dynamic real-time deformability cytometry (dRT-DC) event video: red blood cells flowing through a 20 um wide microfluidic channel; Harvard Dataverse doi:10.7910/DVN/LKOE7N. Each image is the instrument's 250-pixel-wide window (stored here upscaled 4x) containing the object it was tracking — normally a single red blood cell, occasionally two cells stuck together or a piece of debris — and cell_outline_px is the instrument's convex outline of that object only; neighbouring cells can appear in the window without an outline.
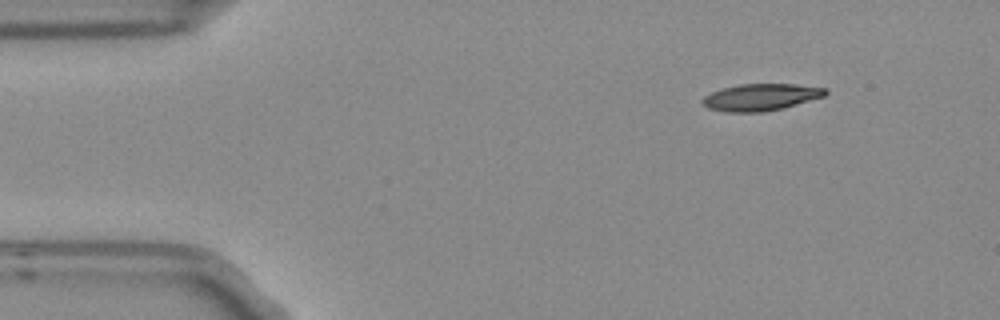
{"species": "Egyptian fruit bat (a non-hibernating species)", "species_latin": "Rousettus aegyptiacus", "temperature_condition": "room temperature", "stored_images_in_passage": 3, "camera_frame_rate_fps": 3000, "um_per_image_px": 0.085, "frame": {"image": 1, "passage_image": 1, "time_ms": 0.0, "image_size_px": [1000, 320], "cell_outline_px": [[828, 92], [824, 96], [784, 108], [764, 112], [724, 112], [708, 108], [700, 104], [700, 100], [704, 96], [712, 92], [724, 88], [740, 84], [792, 84], [828, 88]], "centroid_in_image_um": [64.64, 8.27], "position_along_channel_um": 20.4, "area_um2": 19.36}}